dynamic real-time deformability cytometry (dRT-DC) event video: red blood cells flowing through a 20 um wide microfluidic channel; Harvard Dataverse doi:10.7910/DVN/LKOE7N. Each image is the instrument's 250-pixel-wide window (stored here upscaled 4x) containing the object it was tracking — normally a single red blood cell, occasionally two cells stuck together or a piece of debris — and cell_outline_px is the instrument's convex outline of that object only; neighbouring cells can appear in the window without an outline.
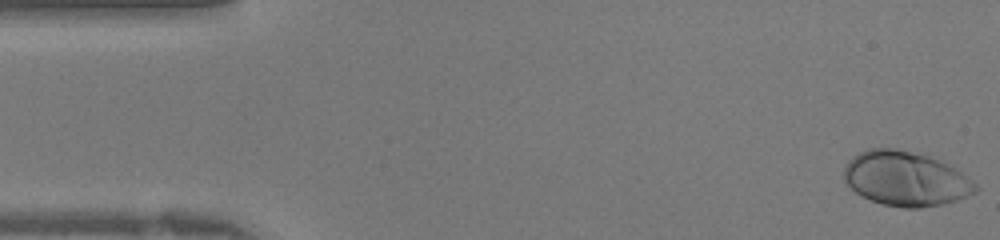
{"species": "human", "species_latin": "Homo sapiens", "temperature_condition": "warm", "stored_images_in_passage": 42, "camera_frame_rate_fps": 3000, "um_per_image_px": 0.085, "donor": {"sex": "female"}, "frame": {"image": 1, "passage_image": 1, "time_ms": 0.0, "image_size_px": [1000, 240], "cell_outline_px": [[980, 188], [976, 192], [956, 200], [944, 204], [920, 208], [904, 208], [884, 204], [872, 200], [856, 192], [844, 180], [844, 168], [848, 160], [852, 156], [868, 148], [896, 148], [928, 156], [956, 168], [972, 180]], "centroid_in_image_um": [76.99, 15.19], "position_along_channel_um": 8.0, "area_um2": 41.67}}
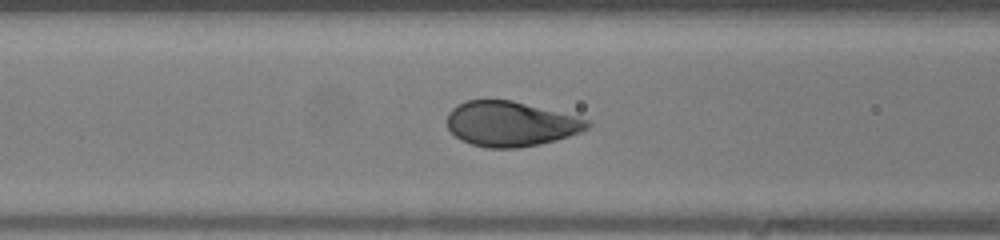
{"frame": {"image": 2, "passage_image": 16, "time_ms": 5.0, "image_size_px": [1000, 240], "cell_outline_px": [[592, 124], [588, 128], [580, 132], [556, 140], [540, 144], [516, 148], [488, 148], [472, 144], [460, 140], [448, 128], [448, 112], [452, 108], [468, 100], [512, 100], [592, 120]], "centroid_in_image_um": [43.43, 10.53], "position_along_channel_um": 123.2, "area_um2": 36.65}}
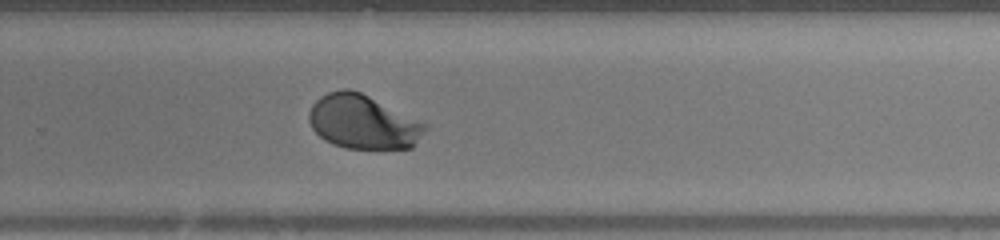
{"frame": {"image": 3, "passage_image": 27, "time_ms": 8.667, "image_size_px": [1000, 240], "cell_outline_px": [[428, 128], [412, 148], [344, 148], [332, 144], [324, 140], [312, 128], [308, 120], [308, 112], [312, 104], [320, 96], [328, 92], [340, 88], [348, 88], [360, 92], [428, 124]], "centroid_in_image_um": [30.83, 10.36], "position_along_channel_um": 299.0, "area_um2": 36.65}}